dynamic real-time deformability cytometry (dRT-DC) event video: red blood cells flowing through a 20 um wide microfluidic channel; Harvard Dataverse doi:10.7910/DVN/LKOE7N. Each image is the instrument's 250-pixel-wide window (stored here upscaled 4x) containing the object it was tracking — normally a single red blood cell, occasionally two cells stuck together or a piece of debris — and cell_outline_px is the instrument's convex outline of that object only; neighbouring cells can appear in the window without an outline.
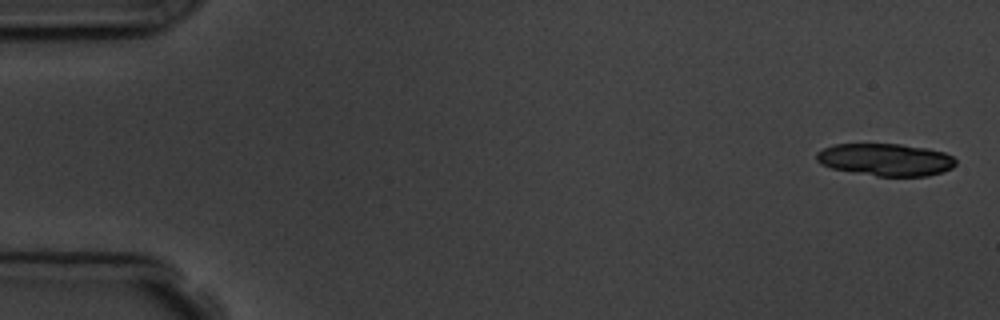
{"species": "common noctule bat (a hibernating species)", "species_latin": "Nyctalus noctula", "temperature_condition": "room temperature", "stored_images_in_passage": 7, "segment_of_instrument_passage": [1, 2], "camera_frame_rate_fps": 3000, "um_per_image_px": 0.085, "animal": {"sex": "male", "body_mass_g": 19.5, "forearm_length_mm": 54.6}, "frame": {"image": 1, "passage_image": 1, "time_ms": 0.0, "image_size_px": [1000, 320], "cell_outline_px": [[956, 164], [952, 168], [944, 172], [928, 176], [876, 176], [832, 168], [820, 164], [816, 160], [816, 152], [824, 148], [836, 144], [900, 144], [928, 148], [944, 152], [952, 156], [956, 160]], "centroid_in_image_um": [75.3, 13.57], "position_along_channel_um": 9.7, "area_um2": 26.36}}